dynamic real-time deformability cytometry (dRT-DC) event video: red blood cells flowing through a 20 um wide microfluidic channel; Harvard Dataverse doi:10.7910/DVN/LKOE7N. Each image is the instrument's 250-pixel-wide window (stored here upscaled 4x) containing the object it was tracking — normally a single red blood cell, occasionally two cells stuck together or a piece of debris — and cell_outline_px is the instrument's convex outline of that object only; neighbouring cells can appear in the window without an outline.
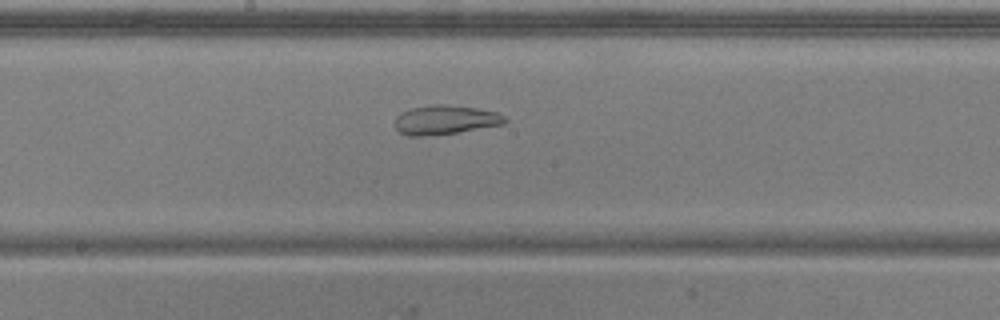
{"species": "common noctule bat (a hibernating species)", "species_latin": "Nyctalus noctula", "temperature_condition": "warm", "stored_images_in_passage": 35, "camera_frame_rate_fps": 3000, "um_per_image_px": 0.085, "animal": {"sex": "male", "body_mass_g": 20.5, "forearm_length_mm": 52.5}, "frame": {"image": 1, "passage_image": 11, "time_ms": 3.333, "image_size_px": [1000, 320], "cell_outline_px": [[508, 120], [504, 124], [456, 132], [420, 136], [408, 136], [400, 132], [396, 128], [396, 116], [400, 112], [408, 108], [436, 104], [444, 104], [476, 108], [496, 112], [504, 116]], "centroid_in_image_um": [37.82, 10.17], "position_along_channel_um": 210.4, "area_um2": 18.55}}